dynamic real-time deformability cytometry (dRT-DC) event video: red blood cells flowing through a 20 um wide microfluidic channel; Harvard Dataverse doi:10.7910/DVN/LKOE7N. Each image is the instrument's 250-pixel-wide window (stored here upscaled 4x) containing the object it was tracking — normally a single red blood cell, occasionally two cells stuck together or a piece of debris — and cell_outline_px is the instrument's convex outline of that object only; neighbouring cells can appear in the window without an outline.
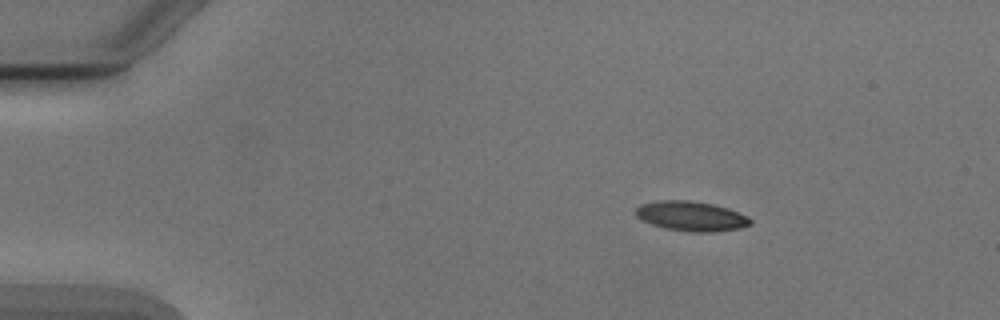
{"species": "Egyptian fruit bat (a non-hibernating species)", "species_latin": "Rousettus aegyptiacus", "temperature_condition": "cold", "stored_images_in_passage": 6, "segment_of_instrument_passage": [1, 2], "camera_frame_rate_fps": 3000, "um_per_image_px": 0.085, "animal": {"sex": "male"}, "frame": {"image": 1, "passage_image": 3, "time_ms": 2.333, "image_size_px": [1000, 320], "cell_outline_px": [[752, 224], [740, 228], [712, 232], [692, 232], [664, 228], [652, 224], [636, 216], [636, 208], [640, 204], [656, 200], [688, 200], [712, 204], [728, 208], [748, 216], [752, 220]], "centroid_in_image_um": [58.76, 18.37], "position_along_channel_um": 26.2, "area_um2": 19.88}}